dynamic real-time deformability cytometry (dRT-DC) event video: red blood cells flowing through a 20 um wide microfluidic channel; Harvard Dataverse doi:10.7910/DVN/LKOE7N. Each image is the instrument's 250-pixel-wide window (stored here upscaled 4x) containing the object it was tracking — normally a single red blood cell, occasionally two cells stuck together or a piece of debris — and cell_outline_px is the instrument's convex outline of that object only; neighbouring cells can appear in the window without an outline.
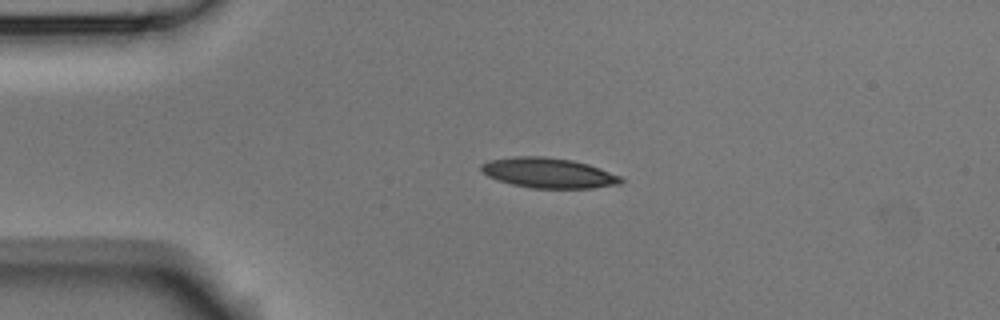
{"species": "Egyptian fruit bat (a non-hibernating species)", "species_latin": "Rousettus aegyptiacus", "temperature_condition": "room temperature", "stored_images_in_passage": 2, "camera_frame_rate_fps": 3000, "um_per_image_px": 0.085, "animal": {"sex": "male"}, "frame": {"image": 1, "passage_image": 1, "time_ms": 0.0, "image_size_px": [1000, 320], "cell_outline_px": [[624, 180], [620, 184], [592, 188], [532, 188], [512, 184], [488, 176], [480, 168], [480, 164], [488, 160], [516, 156], [544, 156], [572, 160], [588, 164], [600, 168], [620, 176]], "centroid_in_image_um": [46.63, 14.69], "position_along_channel_um": 38.4, "area_um2": 24.45}}